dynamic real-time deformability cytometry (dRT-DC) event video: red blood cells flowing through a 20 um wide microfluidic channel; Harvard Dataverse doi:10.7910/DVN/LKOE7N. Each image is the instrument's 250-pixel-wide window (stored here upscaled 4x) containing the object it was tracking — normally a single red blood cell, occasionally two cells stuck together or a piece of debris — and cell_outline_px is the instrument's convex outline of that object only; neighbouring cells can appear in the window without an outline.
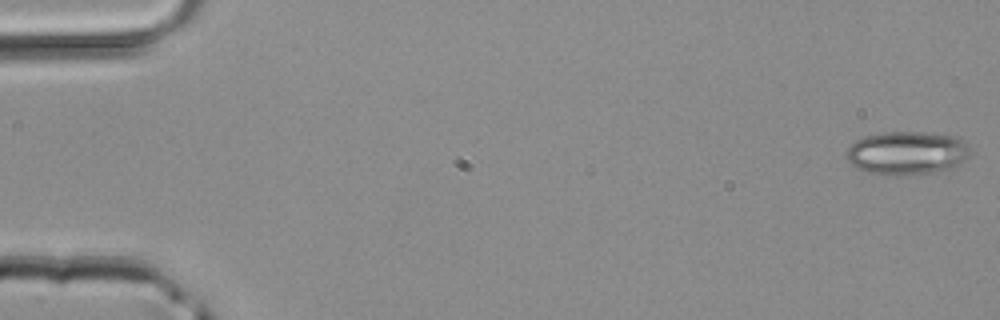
{"species": "common noctule bat (a hibernating species)", "species_latin": "Nyctalus noctula", "temperature_condition": "room temperature", "stored_images_in_passage": 45, "camera_frame_rate_fps": 3000, "um_per_image_px": 0.085, "animal": {"sex": "male", "body_mass_g": 20.4}, "frame": {"image": 1, "passage_image": 1, "time_ms": 0.0, "image_size_px": [1000, 320], "cell_outline_px": [[968, 156], [964, 160], [948, 168], [936, 172], [872, 172], [860, 168], [852, 164], [848, 160], [848, 148], [856, 140], [864, 136], [884, 132], [920, 132], [956, 136], [964, 140], [968, 148]], "centroid_in_image_um": [77.11, 12.93], "position_along_channel_um": 7.9, "area_um2": 29.82}}
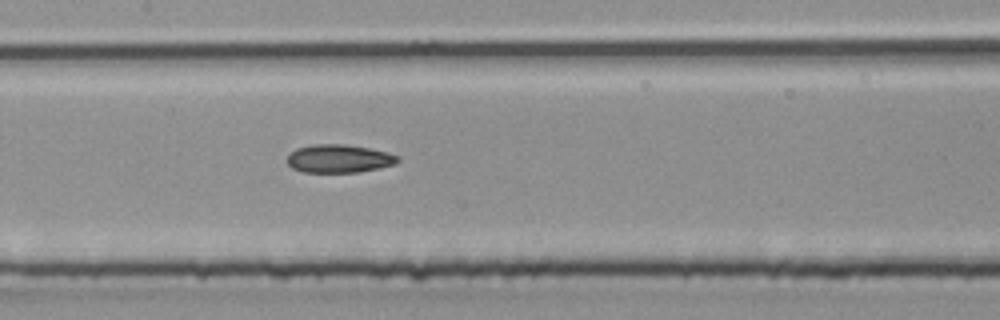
{"frame": {"image": 2, "passage_image": 22, "time_ms": 7.0, "image_size_px": [1000, 320], "cell_outline_px": [[400, 160], [396, 164], [380, 168], [360, 172], [304, 172], [292, 168], [288, 164], [288, 156], [296, 148], [312, 144], [344, 144], [368, 148], [388, 152], [400, 156]], "centroid_in_image_um": [28.85, 13.48], "position_along_channel_um": 178.5, "area_um2": 18.26}}
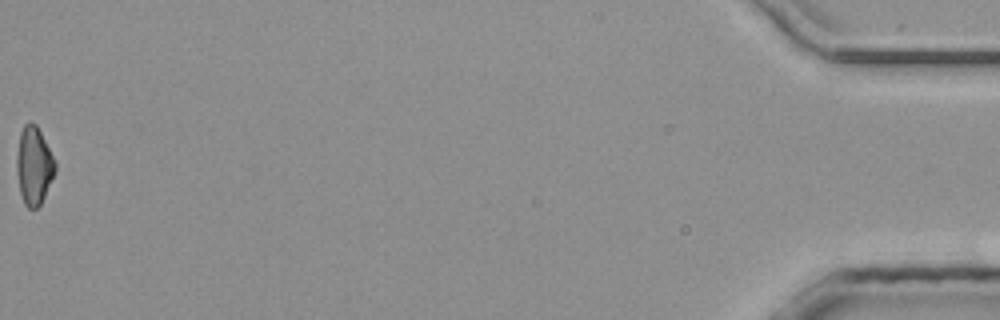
{"frame": {"image": 3, "passage_image": 45, "time_ms": 14.667, "image_size_px": [1000, 320], "cell_outline_px": [[56, 172], [40, 204], [36, 208], [28, 208], [24, 204], [20, 192], [16, 172], [16, 152], [20, 132], [24, 124], [28, 120], [36, 124], [56, 164]], "centroid_in_image_um": [2.85, 14.07], "position_along_channel_um": 432.3, "area_um2": 17.46}}